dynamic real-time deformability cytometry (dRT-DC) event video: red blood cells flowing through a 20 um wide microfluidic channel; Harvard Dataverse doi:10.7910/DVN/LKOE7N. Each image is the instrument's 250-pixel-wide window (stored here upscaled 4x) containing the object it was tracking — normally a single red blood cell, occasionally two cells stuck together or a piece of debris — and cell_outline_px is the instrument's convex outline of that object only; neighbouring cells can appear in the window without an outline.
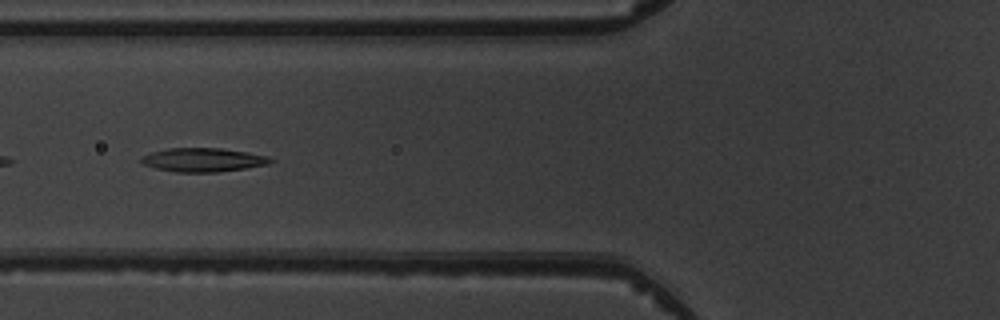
{"species": "common noctule bat (a hibernating species)", "species_latin": "Nyctalus noctula", "temperature_condition": "warm", "stored_images_in_passage": 5, "camera_frame_rate_fps": 3000, "um_per_image_px": 0.085, "animal": {"sex": "male", "body_mass_g": 19.5, "forearm_length_mm": 54.6}, "frame": {"image": 1, "passage_image": 5, "time_ms": 4.333, "image_size_px": [1000, 320], "cell_outline_px": [[276, 160], [268, 164], [220, 172], [176, 172], [156, 168], [144, 164], [140, 160], [144, 156], [152, 152], [168, 148], [220, 148], [248, 152], [268, 156]], "centroid_in_image_um": [17.31, 13.59], "position_along_channel_um": 108.5, "area_um2": 17.8}}